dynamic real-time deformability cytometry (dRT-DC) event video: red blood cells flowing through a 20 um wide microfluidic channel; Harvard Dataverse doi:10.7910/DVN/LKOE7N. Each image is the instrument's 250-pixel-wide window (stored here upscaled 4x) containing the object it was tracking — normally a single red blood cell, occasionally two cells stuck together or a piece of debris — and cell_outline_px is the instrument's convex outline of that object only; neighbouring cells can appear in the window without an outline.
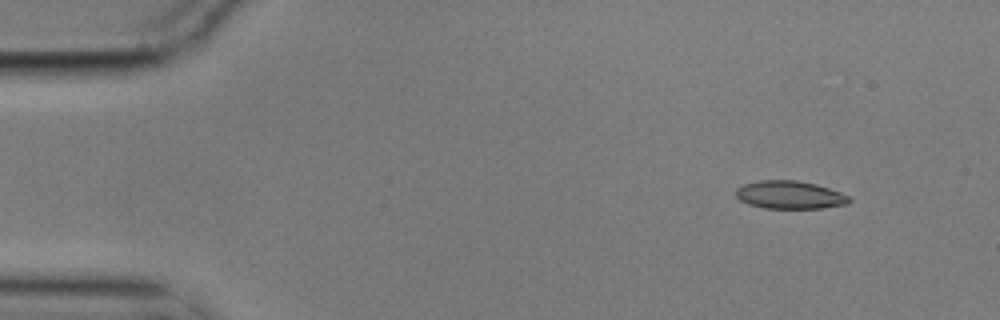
{"species": "common noctule bat (a hibernating species)", "species_latin": "Nyctalus noctula", "temperature_condition": "cold", "stored_images_in_passage": 4, "camera_frame_rate_fps": 3000, "um_per_image_px": 0.085, "animal": {"sex": "male", "body_mass_g": 17.9}, "frame": {"image": 1, "passage_image": 1, "time_ms": 0.0, "image_size_px": [1000, 320], "cell_outline_px": [[852, 200], [848, 204], [820, 208], [764, 208], [748, 204], [740, 200], [736, 196], [736, 188], [744, 184], [760, 180], [796, 180], [816, 184], [840, 192], [848, 196]], "centroid_in_image_um": [67.12, 16.56], "position_along_channel_um": 17.9, "area_um2": 18.44}}
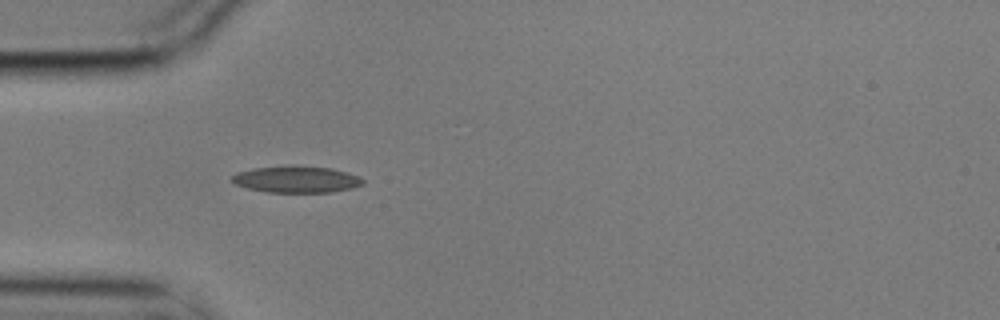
{"frame": {"image": 2, "passage_image": 3, "time_ms": 0.667, "image_size_px": [1000, 320], "cell_outline_px": [[364, 184], [352, 188], [332, 192], [264, 192], [248, 188], [236, 184], [232, 180], [232, 176], [236, 172], [252, 168], [332, 168], [348, 172], [360, 176], [364, 180]], "centroid_in_image_um": [25.24, 15.28], "position_along_channel_um": 59.8, "area_um2": 19.59}}
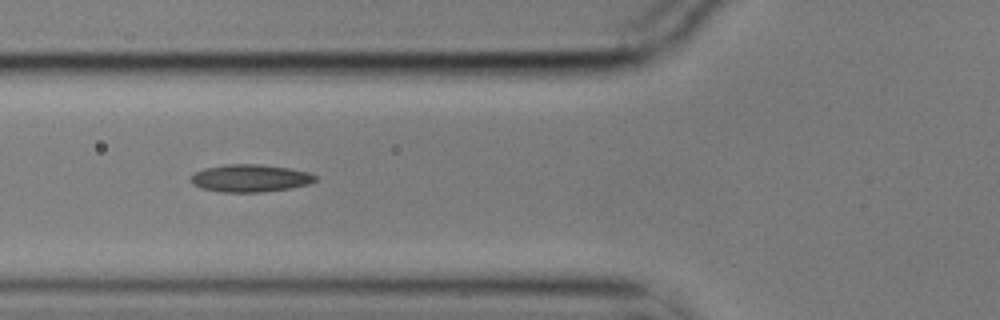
{"frame": {"image": 3, "passage_image": 4, "time_ms": 1.0, "image_size_px": [1000, 320], "cell_outline_px": [[316, 180], [308, 184], [292, 188], [260, 192], [220, 192], [200, 188], [192, 184], [192, 176], [196, 172], [204, 168], [224, 164], [260, 164], [288, 168], [308, 172], [316, 176]], "centroid_in_image_um": [21.25, 15.15], "position_along_channel_um": 104.5, "area_um2": 19.94}}